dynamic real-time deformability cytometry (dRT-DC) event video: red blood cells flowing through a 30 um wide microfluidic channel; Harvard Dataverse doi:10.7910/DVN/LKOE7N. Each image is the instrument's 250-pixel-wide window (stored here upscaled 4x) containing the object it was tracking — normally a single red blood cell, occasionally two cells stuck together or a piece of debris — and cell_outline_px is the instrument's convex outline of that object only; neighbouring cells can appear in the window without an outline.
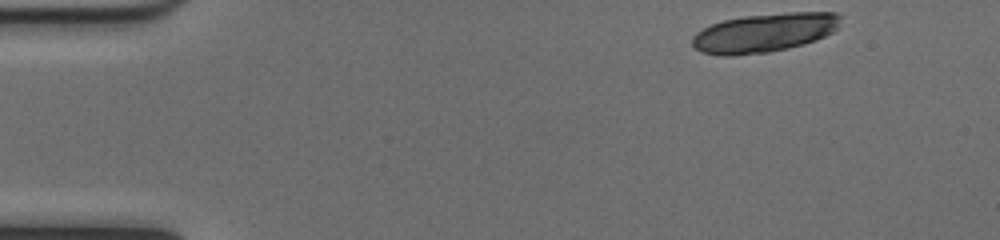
{"species": "common noctule bat (a hibernating species)", "species_latin": "Nyctalus noctula", "temperature_condition": "cold", "stored_images_in_passage": 14, "camera_frame_rate_fps": 3000, "um_per_image_px": 0.085, "animal": {"sex": "female", "body_mass_g": 17.0, "forearm_length_mm": 48.0}, "frame": {"image": 1, "passage_image": 1, "time_ms": 0.0, "image_size_px": [1000, 240], "cell_outline_px": [[840, 16], [836, 28], [832, 32], [816, 40], [804, 44], [788, 48], [768, 52], [732, 56], [724, 56], [700, 52], [692, 44], [692, 36], [696, 32], [712, 24], [724, 20], [744, 16], [788, 12], [836, 12]], "centroid_in_image_um": [64.94, 2.79], "position_along_channel_um": 20.1, "area_um2": 33.52}}